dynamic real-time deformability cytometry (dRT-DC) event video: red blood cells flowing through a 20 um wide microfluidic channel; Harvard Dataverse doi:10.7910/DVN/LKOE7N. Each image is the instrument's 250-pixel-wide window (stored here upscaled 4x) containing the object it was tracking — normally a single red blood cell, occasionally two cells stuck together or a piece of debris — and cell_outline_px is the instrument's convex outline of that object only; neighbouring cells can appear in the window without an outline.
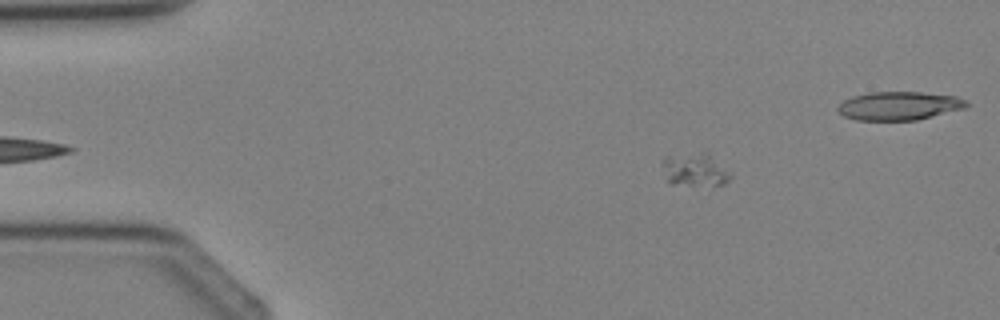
{"species": "Egyptian fruit bat (a non-hibernating species)", "species_latin": "Rousettus aegyptiacus", "temperature_condition": "cold", "stored_images_in_passage": 4, "segment_of_instrument_passage": [2, 2], "camera_frame_rate_fps": 3000, "um_per_image_px": 0.085, "animal": {"sex": "female"}, "frame": {"image": 1, "passage_image": 4, "time_ms": 4.333, "image_size_px": [1000, 320], "cell_outline_px": [[732, 176], [724, 184], [668, 184], [664, 180], [660, 164], [660, 160], [664, 156], [708, 156], [732, 172]], "centroid_in_image_um": [58.95, 14.5], "position_along_channel_um": 26.0, "area_um2": 12.48}}